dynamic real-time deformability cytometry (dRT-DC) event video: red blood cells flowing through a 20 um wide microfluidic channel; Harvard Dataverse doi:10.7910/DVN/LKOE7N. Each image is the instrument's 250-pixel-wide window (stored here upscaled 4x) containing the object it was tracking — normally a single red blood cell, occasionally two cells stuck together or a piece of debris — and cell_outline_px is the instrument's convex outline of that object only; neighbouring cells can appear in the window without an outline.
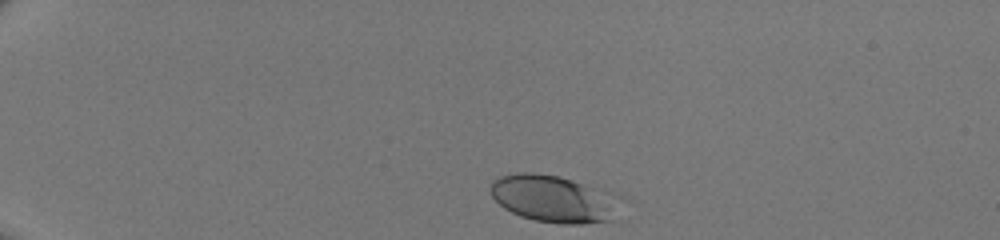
{"species": "human", "species_latin": "Homo sapiens", "temperature_condition": "room temperature", "stored_images_in_passage": 33, "camera_frame_rate_fps": 3000, "um_per_image_px": 0.085, "donor": {"sex": "male"}, "frame": {"image": 1, "passage_image": 1, "time_ms": 0.0, "image_size_px": [1000, 240], "cell_outline_px": [[612, 220], [584, 224], [560, 224], [532, 220], [520, 216], [504, 208], [492, 196], [488, 188], [492, 180], [500, 176], [516, 172], [532, 172], [560, 176], [596, 188], [608, 208]], "centroid_in_image_um": [46.7, 16.88], "position_along_channel_um": 38.3, "area_um2": 33.64}}
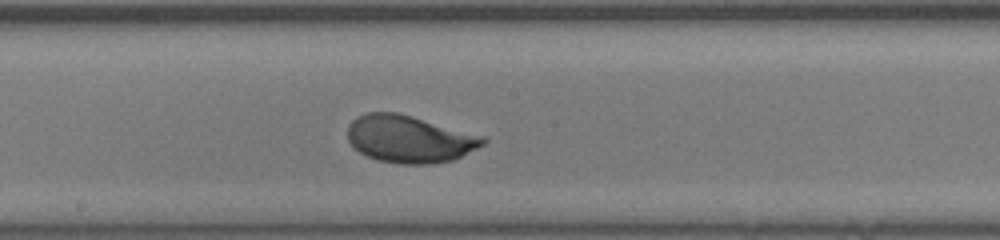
{"frame": {"image": 2, "passage_image": 19, "time_ms": 6.0, "image_size_px": [1000, 240], "cell_outline_px": [[488, 140], [484, 144], [452, 160], [432, 164], [400, 164], [376, 160], [360, 152], [348, 140], [348, 124], [356, 116], [368, 112], [396, 112], [412, 116], [488, 136]], "centroid_in_image_um": [34.82, 11.8], "position_along_channel_um": 213.4, "area_um2": 37.51}}
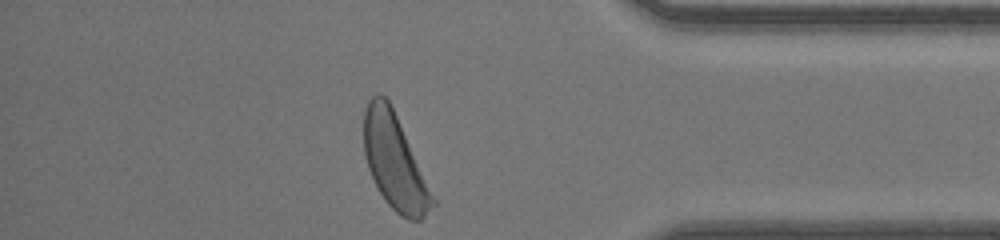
{"frame": {"image": 3, "passage_image": 33, "time_ms": 10.667, "image_size_px": [1000, 240], "cell_outline_px": [[436, 204], [420, 220], [408, 220], [400, 216], [388, 204], [380, 192], [368, 168], [364, 152], [364, 112], [368, 100], [376, 92], [380, 92], [388, 100], [396, 116], [436, 200]], "centroid_in_image_um": [33.53, 13.76], "position_along_channel_um": 401.7, "area_um2": 37.34}}